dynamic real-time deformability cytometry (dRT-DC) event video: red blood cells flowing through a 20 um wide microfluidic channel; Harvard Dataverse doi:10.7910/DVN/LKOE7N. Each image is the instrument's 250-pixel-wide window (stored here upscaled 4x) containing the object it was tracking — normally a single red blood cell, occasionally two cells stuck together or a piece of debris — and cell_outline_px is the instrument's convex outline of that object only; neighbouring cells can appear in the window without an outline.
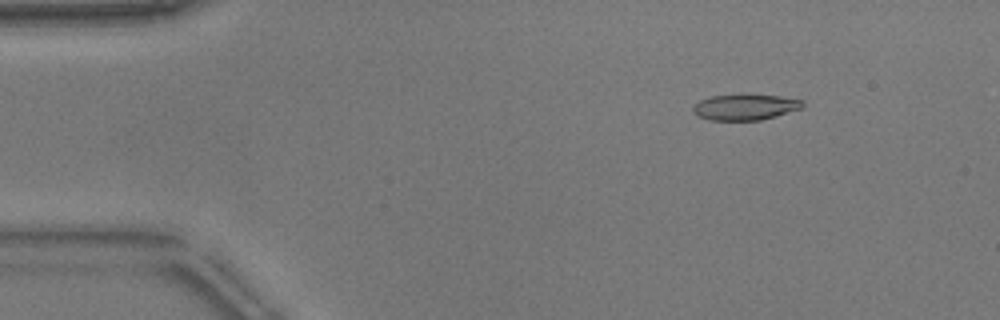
{"species": "common noctule bat (a hibernating species)", "species_latin": "Nyctalus noctula", "temperature_condition": "warm", "stored_images_in_passage": 48, "camera_frame_rate_fps": 3000, "um_per_image_px": 0.085, "animal": {"sex": "male", "body_mass_g": 17.9}, "frame": {"image": 1, "passage_image": 2, "time_ms": 0.333, "image_size_px": [1000, 320], "cell_outline_px": [[804, 108], [776, 116], [760, 120], [708, 120], [696, 116], [692, 112], [692, 108], [700, 100], [712, 96], [748, 92], [780, 96], [804, 100]], "centroid_in_image_um": [63.36, 9.07], "position_along_channel_um": 21.6, "area_um2": 17.22}}
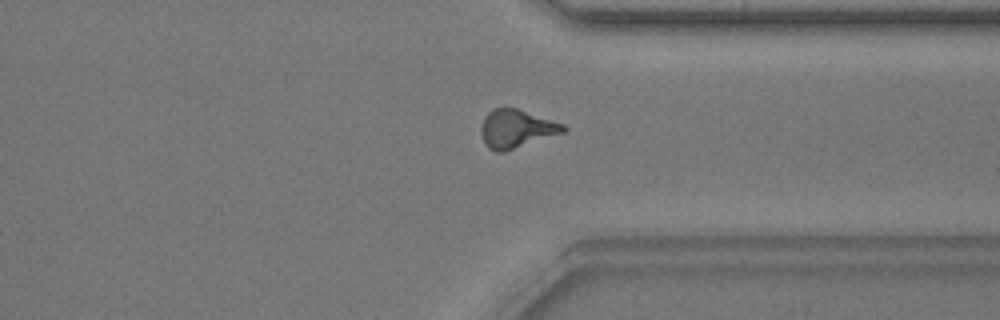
{"frame": {"image": 2, "passage_image": 35, "time_ms": 11.333, "image_size_px": [1000, 320], "cell_outline_px": [[568, 128], [564, 132], [500, 152], [496, 152], [488, 148], [484, 144], [480, 132], [480, 128], [484, 116], [492, 108], [516, 108], [564, 124]], "centroid_in_image_um": [43.84, 10.93], "position_along_channel_um": 367.6, "area_um2": 18.09}}
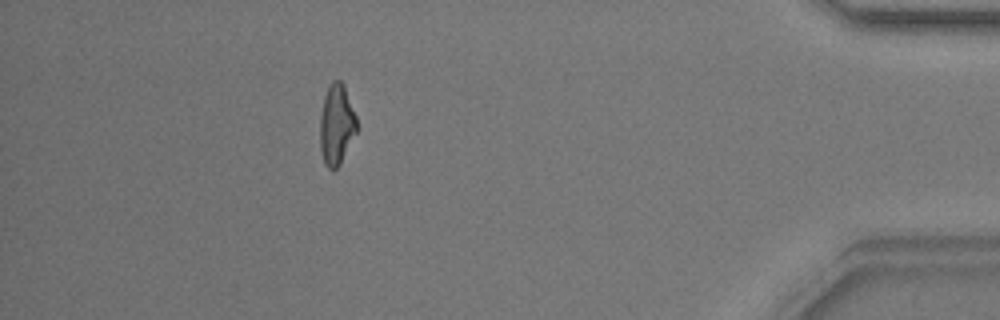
{"frame": {"image": 3, "passage_image": 42, "time_ms": 13.667, "image_size_px": [1000, 320], "cell_outline_px": [[356, 132], [340, 164], [336, 168], [328, 168], [324, 164], [320, 152], [320, 116], [324, 96], [332, 80], [340, 80], [344, 84], [356, 116]], "centroid_in_image_um": [28.59, 10.58], "position_along_channel_um": 406.6, "area_um2": 17.17}, "authors_computed_cell_mechanics": {"area_um2": 17.2822, "velocity_mm_per_s": 3.8445, "shape_relaxation_time_tau1_ms": null, "shape_relaxation_time_tau2_ms": 3.8826, "deformation_change_tau1": null, "deformation_change_tau2": 0.1254}}